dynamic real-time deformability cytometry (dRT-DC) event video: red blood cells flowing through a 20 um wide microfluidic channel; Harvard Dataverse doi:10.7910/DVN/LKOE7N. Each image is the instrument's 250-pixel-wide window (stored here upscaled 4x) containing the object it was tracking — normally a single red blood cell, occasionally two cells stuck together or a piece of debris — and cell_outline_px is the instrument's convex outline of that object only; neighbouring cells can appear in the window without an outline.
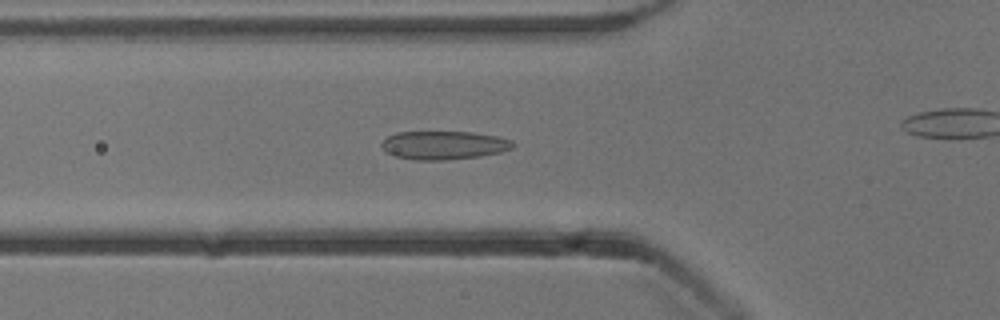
{"species": "common noctule bat (a hibernating species)", "species_latin": "Nyctalus noctula", "temperature_condition": "cold", "stored_images_in_passage": 24, "camera_frame_rate_fps": 3000, "um_per_image_px": 0.085, "animal": {"sex": "male", "body_mass_g": 13.3}, "frame": {"image": 1, "passage_image": 9, "time_ms": 2.667, "image_size_px": [1000, 320], "cell_outline_px": [[516, 144], [512, 148], [500, 152], [480, 156], [444, 160], [416, 160], [396, 156], [384, 152], [380, 144], [388, 136], [396, 132], [472, 132], [500, 136], [512, 140]], "centroid_in_image_um": [37.73, 12.34], "position_along_channel_um": 88.1, "area_um2": 21.91}}
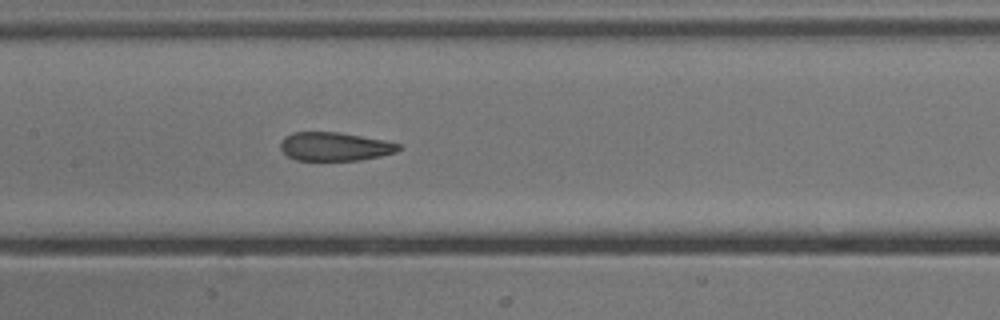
{"frame": {"image": 2, "passage_image": 16, "time_ms": 5.0, "image_size_px": [1000, 320], "cell_outline_px": [[400, 148], [396, 152], [380, 156], [360, 160], [296, 160], [288, 156], [280, 148], [280, 144], [284, 136], [292, 132], [336, 132], [384, 140], [400, 144]], "centroid_in_image_um": [28.43, 12.45], "position_along_channel_um": 179.0, "area_um2": 19.54}}
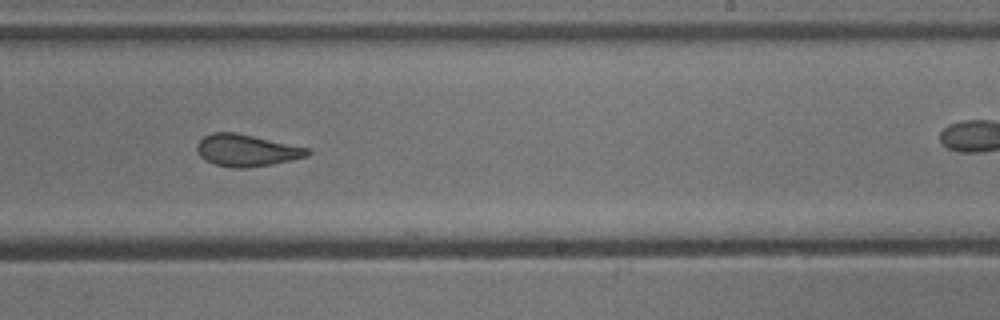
{"frame": {"image": 3, "passage_image": 23, "time_ms": 7.333, "image_size_px": [1000, 320], "cell_outline_px": [[312, 152], [308, 156], [292, 160], [272, 164], [240, 168], [236, 168], [216, 164], [204, 160], [196, 152], [196, 144], [204, 136], [212, 132], [236, 132], [308, 148]], "centroid_in_image_um": [20.93, 12.77], "position_along_channel_um": 268.1, "area_um2": 20.52}}